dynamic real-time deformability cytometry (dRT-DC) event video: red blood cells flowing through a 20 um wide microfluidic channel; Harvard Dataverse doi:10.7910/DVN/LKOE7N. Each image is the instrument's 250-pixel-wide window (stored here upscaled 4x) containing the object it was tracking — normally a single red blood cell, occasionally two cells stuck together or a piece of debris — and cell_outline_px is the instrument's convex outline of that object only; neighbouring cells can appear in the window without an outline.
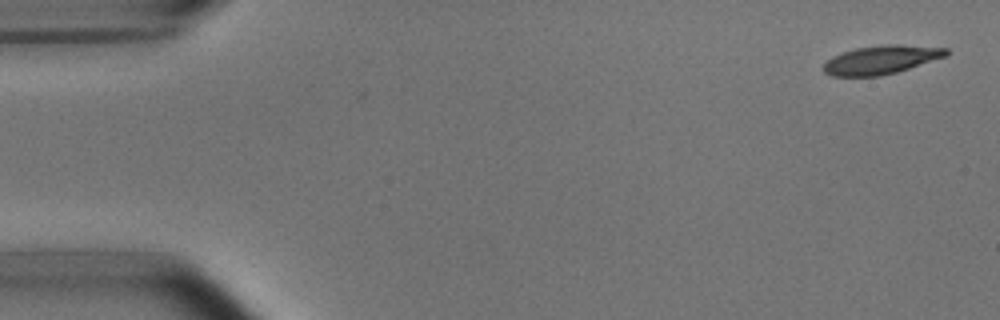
{"species": "common noctule bat (a hibernating species)", "species_latin": "Nyctalus noctula", "temperature_condition": "room temperature", "stored_images_in_passage": 7, "camera_frame_rate_fps": 3000, "um_per_image_px": 0.085, "animal": {"sex": "male", "body_mass_g": 15.6}, "frame": {"image": 1, "passage_image": 1, "time_ms": 0.0, "image_size_px": [1000, 320], "cell_outline_px": [[948, 56], [896, 72], [880, 76], [832, 76], [824, 72], [824, 64], [832, 56], [856, 48], [888, 44], [900, 44], [948, 48]], "centroid_in_image_um": [74.93, 5.08], "position_along_channel_um": 10.1, "area_um2": 20.35}}
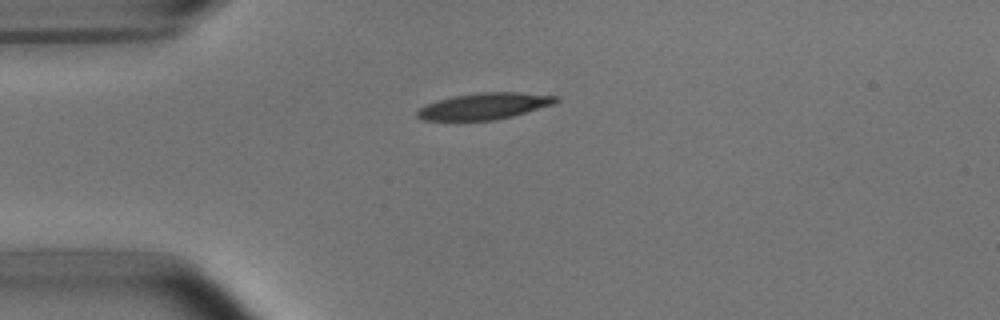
{"frame": {"image": 2, "passage_image": 4, "time_ms": 1.0, "image_size_px": [1000, 320], "cell_outline_px": [[560, 100], [556, 104], [512, 116], [492, 120], [420, 120], [416, 116], [416, 112], [420, 108], [436, 100], [452, 96], [480, 92], [516, 92], [560, 96]], "centroid_in_image_um": [41.2, 9.01], "position_along_channel_um": 43.8, "area_um2": 21.44}}
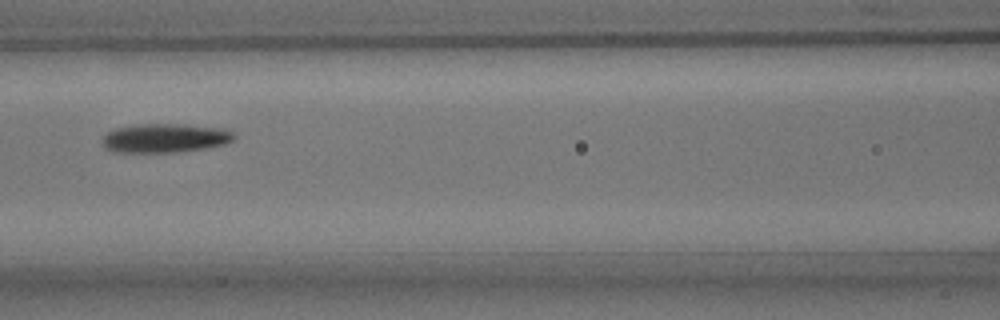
{"frame": {"image": 3, "passage_image": 7, "time_ms": 2.0, "image_size_px": [1000, 320], "cell_outline_px": [[236, 136], [232, 140], [224, 144], [204, 148], [176, 152], [112, 152], [104, 148], [104, 136], [108, 132], [116, 128], [140, 124], [184, 124], [224, 128], [232, 132]], "centroid_in_image_um": [14.03, 11.73], "position_along_channel_um": 152.6, "area_um2": 22.14}}